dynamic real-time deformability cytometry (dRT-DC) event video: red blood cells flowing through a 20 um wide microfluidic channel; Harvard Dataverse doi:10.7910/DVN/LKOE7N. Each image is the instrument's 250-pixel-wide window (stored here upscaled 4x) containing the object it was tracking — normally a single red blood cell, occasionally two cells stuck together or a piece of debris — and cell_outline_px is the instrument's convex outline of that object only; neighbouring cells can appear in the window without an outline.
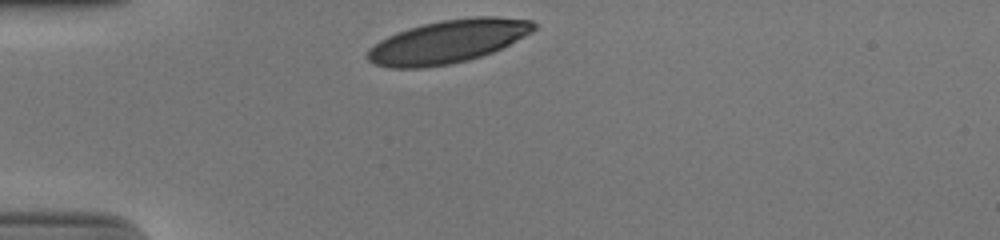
{"species": "human", "species_latin": "Homo sapiens", "temperature_condition": "cold", "stored_images_in_passage": 30, "camera_frame_rate_fps": 3000, "um_per_image_px": 0.085, "donor": {"sex": "male"}, "frame": {"image": 1, "passage_image": 1, "time_ms": 0.0, "image_size_px": [1000, 240], "cell_outline_px": [[536, 28], [532, 32], [492, 52], [468, 60], [452, 64], [424, 68], [388, 68], [376, 64], [368, 60], [364, 56], [380, 40], [396, 32], [408, 28], [424, 24], [444, 20], [476, 16], [496, 16], [532, 20], [536, 24]], "centroid_in_image_um": [38.07, 3.53], "position_along_channel_um": 46.9, "area_um2": 41.62}}
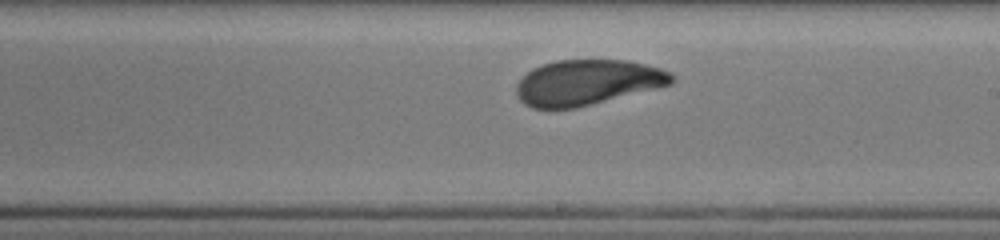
{"frame": {"image": 2, "passage_image": 18, "time_ms": 5.667, "image_size_px": [1000, 240], "cell_outline_px": [[676, 80], [672, 84], [576, 108], [532, 108], [524, 104], [516, 96], [516, 84], [532, 68], [556, 60], [628, 60], [660, 68], [672, 72], [676, 76]], "centroid_in_image_um": [49.94, 7.0], "position_along_channel_um": 239.1, "area_um2": 41.1}}
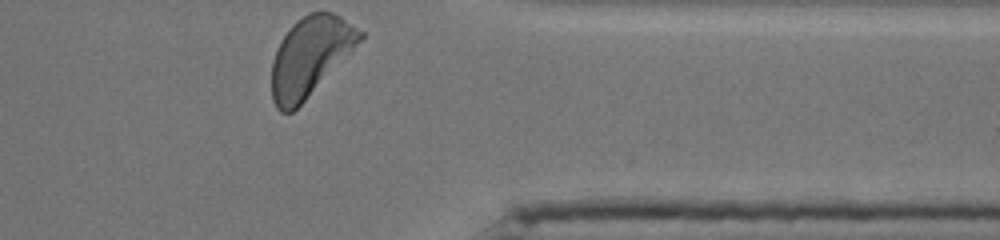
{"frame": {"image": 3, "passage_image": 30, "time_ms": 9.667, "image_size_px": [1000, 240], "cell_outline_px": [[364, 36], [304, 100], [292, 112], [280, 112], [276, 108], [272, 100], [272, 60], [276, 48], [280, 40], [292, 24], [296, 20], [308, 12], [332, 12], [340, 16], [364, 32]], "centroid_in_image_um": [26.31, 4.76], "position_along_channel_um": 385.1, "area_um2": 39.88}, "authors_computed_cell_mechanics": {"area_um2": 41.7316, "velocity_mm_per_s": 3.8514, "shape_relaxation_time_tau1_ms": 2.2939, "shape_relaxation_time_tau2_ms": 0.8473, "deformation_change_tau1": 0.1376, "deformation_change_tau2": 0.0639}}